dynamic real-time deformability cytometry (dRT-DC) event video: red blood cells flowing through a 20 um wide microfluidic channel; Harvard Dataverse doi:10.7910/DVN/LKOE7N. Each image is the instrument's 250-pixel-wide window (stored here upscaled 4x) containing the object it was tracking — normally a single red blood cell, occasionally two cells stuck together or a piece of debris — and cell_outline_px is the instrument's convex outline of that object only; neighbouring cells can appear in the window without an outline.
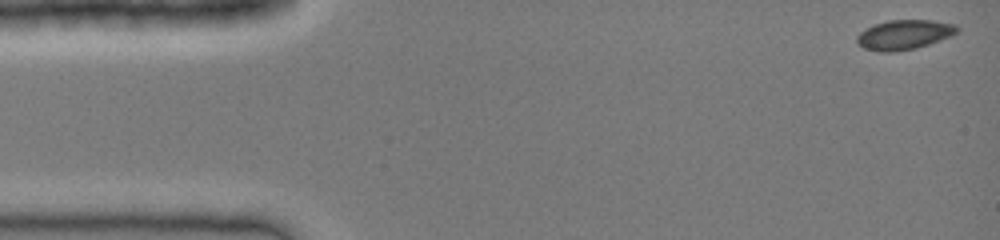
{"species": "common noctule bat (a hibernating species)", "species_latin": "Nyctalus noctula", "temperature_condition": "cold", "stored_images_in_passage": 39, "camera_frame_rate_fps": 3000, "um_per_image_px": 0.085, "animal": {"sex": "female", "body_mass_g": 19.0, "forearm_length_mm": 51.5}, "frame": {"image": 1, "passage_image": 1, "time_ms": 0.0, "image_size_px": [1000, 240], "cell_outline_px": [[960, 28], [952, 36], [916, 48], [892, 52], [880, 52], [864, 48], [856, 40], [856, 36], [860, 32], [876, 24], [888, 20], [932, 20], [956, 24]], "centroid_in_image_um": [76.88, 2.94], "position_along_channel_um": 8.1, "area_um2": 17.22}}
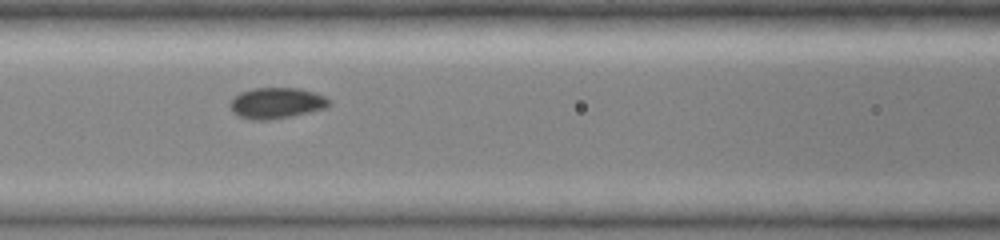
{"frame": {"image": 2, "passage_image": 17, "time_ms": 5.333, "image_size_px": [1000, 240], "cell_outline_px": [[332, 104], [328, 108], [268, 120], [252, 120], [240, 116], [232, 112], [228, 104], [240, 92], [252, 88], [300, 88], [324, 96], [332, 100]], "centroid_in_image_um": [23.52, 8.75], "position_along_channel_um": 143.1, "area_um2": 17.86}}
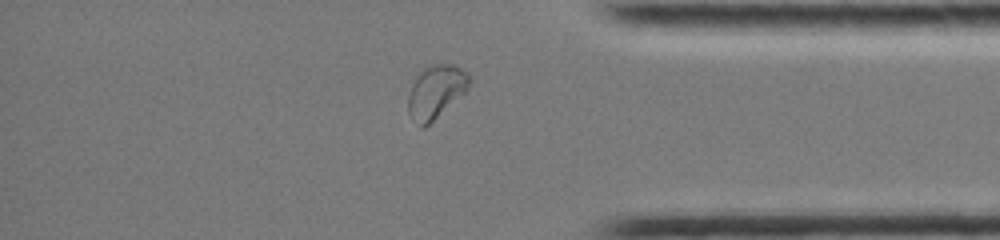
{"frame": {"image": 3, "passage_image": 34, "time_ms": 11.0, "image_size_px": [1000, 240], "cell_outline_px": [[472, 80], [468, 88], [464, 92], [424, 128], [420, 128], [408, 112], [408, 96], [412, 84], [420, 72], [432, 64], [456, 64], [468, 72], [472, 76]], "centroid_in_image_um": [37.07, 7.76], "position_along_channel_um": 398.1, "area_um2": 18.79}}